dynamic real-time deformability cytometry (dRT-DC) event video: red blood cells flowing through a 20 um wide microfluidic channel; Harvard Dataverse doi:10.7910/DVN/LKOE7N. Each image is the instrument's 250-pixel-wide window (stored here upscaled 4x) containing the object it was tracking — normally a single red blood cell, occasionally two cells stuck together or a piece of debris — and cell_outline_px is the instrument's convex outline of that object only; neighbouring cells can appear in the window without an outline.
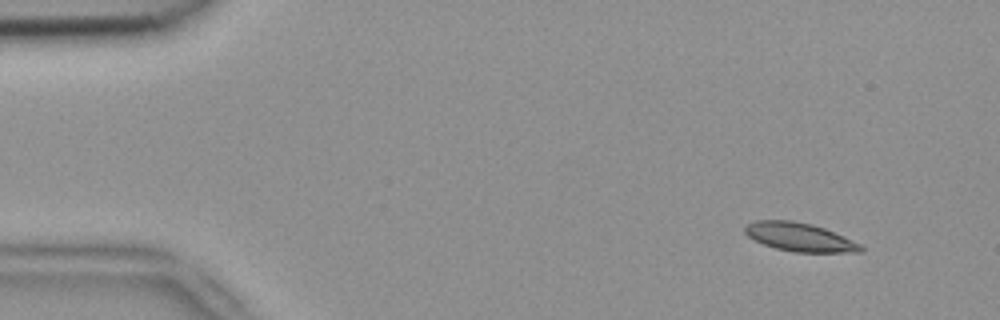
{"species": "common noctule bat (a hibernating species)", "species_latin": "Nyctalus noctula", "temperature_condition": "room temperature", "stored_images_in_passage": 4, "camera_frame_rate_fps": 3000, "um_per_image_px": 0.085, "animal": {"sex": "female", "body_mass_g": 18.4}, "frame": {"image": 1, "passage_image": 1, "time_ms": 0.0, "image_size_px": [1000, 320], "cell_outline_px": [[864, 252], [792, 252], [776, 248], [752, 240], [744, 232], [744, 228], [748, 224], [756, 220], [792, 220], [812, 224], [824, 228], [844, 236], [860, 244], [864, 248]], "centroid_in_image_um": [67.96, 20.15], "position_along_channel_um": 17.0, "area_um2": 19.31}}